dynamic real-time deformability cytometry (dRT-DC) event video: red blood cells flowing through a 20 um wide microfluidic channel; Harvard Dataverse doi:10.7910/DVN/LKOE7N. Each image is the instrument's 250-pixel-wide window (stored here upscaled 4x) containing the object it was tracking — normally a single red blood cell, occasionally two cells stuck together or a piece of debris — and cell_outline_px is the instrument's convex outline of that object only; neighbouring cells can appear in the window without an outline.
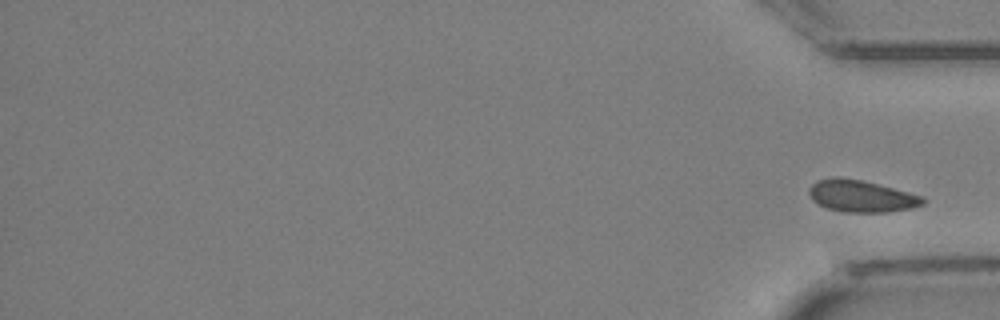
{"species": "Egyptian fruit bat (a non-hibernating species)", "species_latin": "Rousettus aegyptiacus", "temperature_condition": "cold", "stored_images_in_passage": 28, "segment_of_instrument_passage": [2, 2], "camera_frame_rate_fps": 3000, "um_per_image_px": 0.085, "animal": {"sex": "female"}, "frame": {"image": 1, "passage_image": 28, "time_ms": 9.0, "image_size_px": [1000, 320], "cell_outline_px": [[928, 200], [924, 204], [912, 208], [888, 212], [840, 212], [824, 208], [812, 200], [808, 192], [808, 188], [816, 180], [832, 176], [840, 176], [860, 180], [924, 196]], "centroid_in_image_um": [73.18, 16.67], "position_along_channel_um": 362.0, "area_um2": 21.5}}